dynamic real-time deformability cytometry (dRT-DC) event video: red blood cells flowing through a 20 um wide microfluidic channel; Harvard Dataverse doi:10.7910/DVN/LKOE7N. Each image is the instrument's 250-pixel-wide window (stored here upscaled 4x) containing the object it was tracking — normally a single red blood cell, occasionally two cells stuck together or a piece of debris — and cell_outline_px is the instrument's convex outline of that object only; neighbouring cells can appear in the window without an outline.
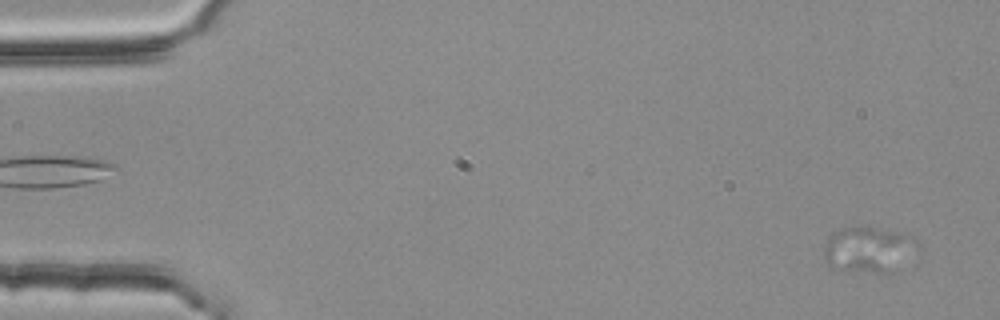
{"species": "common noctule bat (a hibernating species)", "species_latin": "Nyctalus noctula", "temperature_condition": "room temperature", "stored_images_in_passage": 47, "camera_frame_rate_fps": 3000, "um_per_image_px": 0.085, "animal": {"sex": "female", "body_mass_g": 25.1}, "frame": {"image": 1, "passage_image": 4, "time_ms": 1.0, "image_size_px": [1000, 320], "cell_outline_px": [[920, 252], [884, 272], [876, 272], [840, 268], [828, 264], [824, 256], [824, 248], [832, 232], [840, 228], [856, 224], [904, 232], [912, 236], [920, 244]], "centroid_in_image_um": [73.88, 21.11], "position_along_channel_um": 11.1, "area_um2": 24.91}}
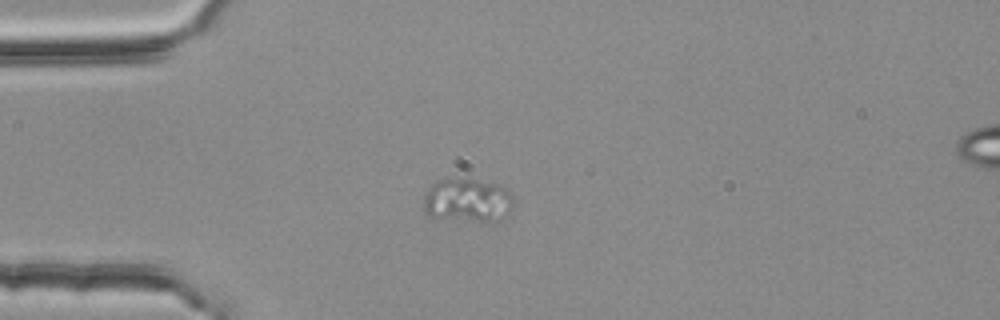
{"frame": {"image": 2, "passage_image": 16, "time_ms": 5.0, "image_size_px": [1000, 320], "cell_outline_px": [[516, 200], [488, 220], [472, 220], [432, 216], [424, 208], [424, 196], [428, 188], [436, 180], [476, 180], [500, 184], [512, 192]], "centroid_in_image_um": [39.67, 16.95], "position_along_channel_um": 45.3, "area_um2": 21.44}}
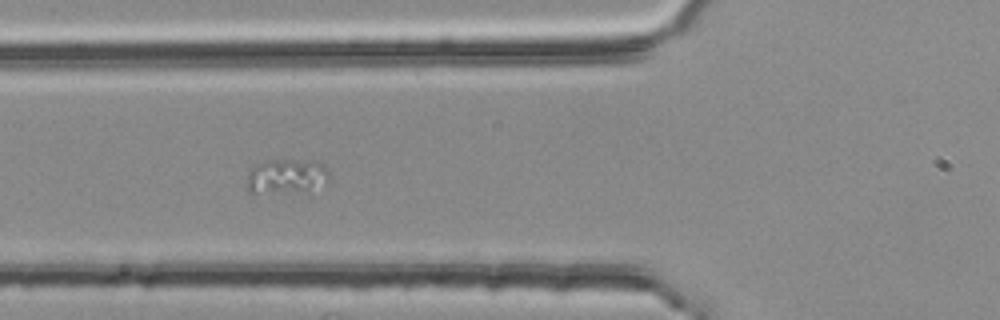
{"frame": {"image": 3, "passage_image": 22, "time_ms": 7.0, "image_size_px": [1000, 320], "cell_outline_px": [[328, 180], [308, 196], [252, 196], [248, 192], [248, 176], [252, 168], [256, 164], [268, 160], [320, 160], [328, 168]], "centroid_in_image_um": [24.38, 15.12], "position_along_channel_um": 101.4, "area_um2": 18.67}}